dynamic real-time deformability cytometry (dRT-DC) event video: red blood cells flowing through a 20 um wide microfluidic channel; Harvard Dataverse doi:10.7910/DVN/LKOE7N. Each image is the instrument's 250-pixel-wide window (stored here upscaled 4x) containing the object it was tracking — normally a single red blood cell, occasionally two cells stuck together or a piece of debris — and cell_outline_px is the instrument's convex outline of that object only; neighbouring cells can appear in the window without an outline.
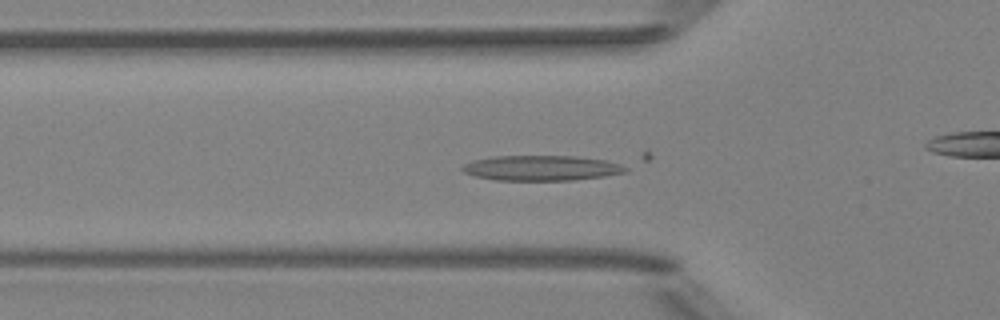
{"species": "Egyptian fruit bat (a non-hibernating species)", "species_latin": "Rousettus aegyptiacus", "temperature_condition": "room temperature", "stored_images_in_passage": 32, "camera_frame_rate_fps": 3000, "um_per_image_px": 0.085, "animal": {"sex": "female"}, "frame": {"image": 1, "passage_image": 18, "time_ms": 5.667, "image_size_px": [1000, 320], "cell_outline_px": [[628, 168], [624, 172], [604, 176], [572, 180], [496, 180], [476, 176], [464, 172], [460, 168], [464, 164], [472, 160], [492, 156], [576, 156], [604, 160]], "centroid_in_image_um": [45.95, 14.28], "position_along_channel_um": 79.9, "area_um2": 23.7}}
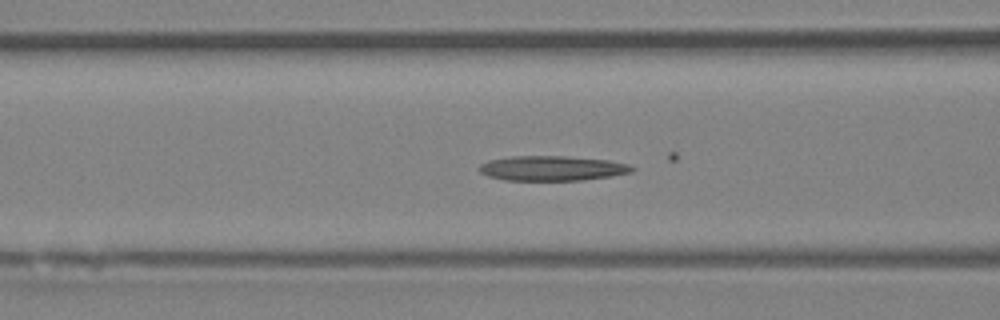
{"frame": {"image": 2, "passage_image": 21, "time_ms": 6.667, "image_size_px": [1000, 320], "cell_outline_px": [[636, 168], [632, 172], [584, 180], [504, 180], [488, 176], [480, 172], [476, 168], [480, 164], [488, 160], [512, 156], [564, 156], [608, 160], [628, 164]], "centroid_in_image_um": [46.89, 14.3], "position_along_channel_um": 119.7, "area_um2": 22.14}}
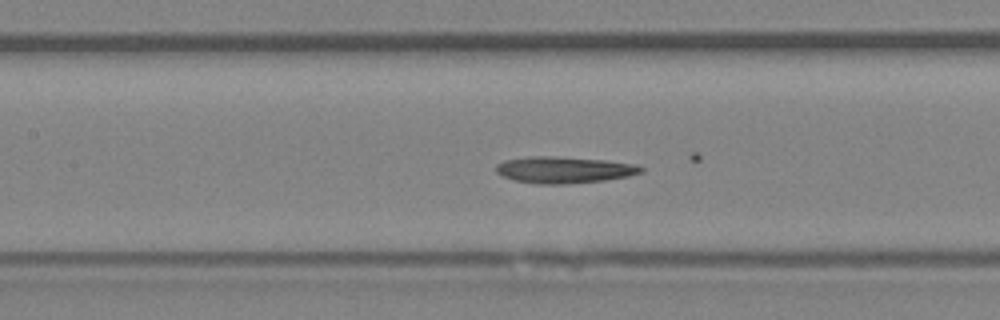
{"frame": {"image": 3, "passage_image": 24, "time_ms": 7.667, "image_size_px": [1000, 320], "cell_outline_px": [[644, 172], [628, 176], [604, 180], [564, 184], [536, 184], [512, 180], [500, 176], [496, 172], [496, 164], [504, 160], [528, 156], [556, 156], [604, 160], [636, 164], [644, 168]], "centroid_in_image_um": [47.9, 14.43], "position_along_channel_um": 159.5, "area_um2": 22.66}}